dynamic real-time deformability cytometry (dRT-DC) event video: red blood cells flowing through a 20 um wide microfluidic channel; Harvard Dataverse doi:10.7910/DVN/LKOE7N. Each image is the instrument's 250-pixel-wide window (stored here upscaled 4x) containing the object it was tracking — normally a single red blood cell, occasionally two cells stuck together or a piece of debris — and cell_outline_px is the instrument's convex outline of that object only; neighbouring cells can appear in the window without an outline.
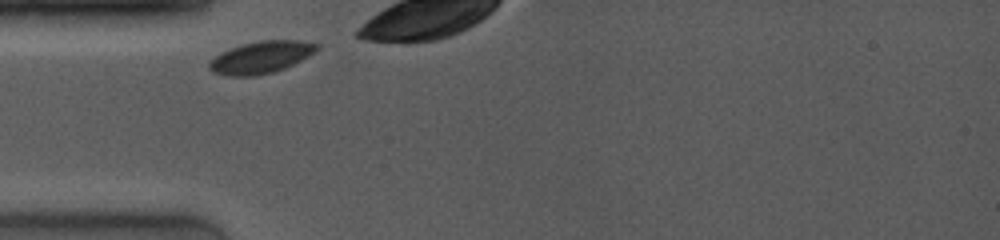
{"species": "common noctule bat (a hibernating species)", "species_latin": "Nyctalus noctula", "temperature_condition": "room temperature", "stored_images_in_passage": 7, "camera_frame_rate_fps": 4000, "um_per_image_px": 0.085, "animal": {"sex": "female", "body_mass_g": 19.0, "forearm_length_mm": 53.3}, "frame": {"image": 1, "passage_image": 1, "time_ms": 0.0, "image_size_px": [1000, 240], "cell_outline_px": [[320, 48], [308, 56], [284, 68], [272, 72], [252, 76], [232, 76], [212, 72], [208, 68], [208, 64], [220, 52], [240, 44], [260, 40], [296, 40], [320, 44]], "centroid_in_image_um": [22.17, 4.85], "position_along_channel_um": 62.8, "area_um2": 20.0}}